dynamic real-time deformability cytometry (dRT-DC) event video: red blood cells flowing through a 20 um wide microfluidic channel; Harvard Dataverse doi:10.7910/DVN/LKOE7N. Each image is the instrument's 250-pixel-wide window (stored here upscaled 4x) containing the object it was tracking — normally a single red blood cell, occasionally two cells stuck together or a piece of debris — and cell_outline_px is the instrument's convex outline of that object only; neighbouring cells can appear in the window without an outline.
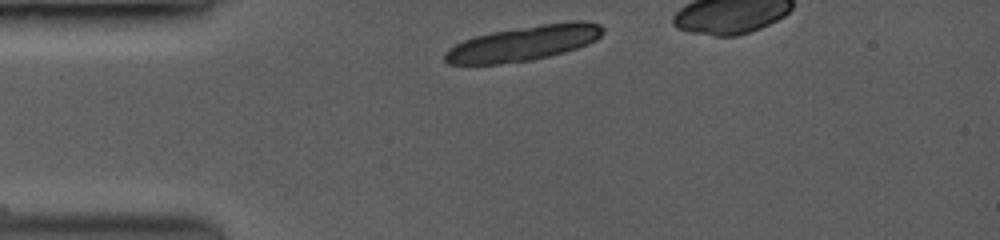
{"species": "common noctule bat (a hibernating species)", "species_latin": "Nyctalus noctula", "temperature_condition": "room temperature", "stored_images_in_passage": 27, "camera_frame_rate_fps": 3500, "um_per_image_px": 0.085, "animal": {"sex": "female", "body_mass_g": 19.0, "forearm_length_mm": 53.3}, "frame": {"image": 1, "passage_image": 1, "time_ms": 0.0, "image_size_px": [1000, 240], "cell_outline_px": [[604, 32], [596, 40], [588, 44], [576, 48], [548, 56], [532, 60], [496, 64], [448, 64], [444, 60], [444, 52], [448, 48], [464, 40], [476, 36], [492, 32], [544, 24], [572, 20], [584, 20], [600, 24], [604, 28]], "centroid_in_image_um": [44.53, 3.67], "position_along_channel_um": 40.5, "area_um2": 32.08}}